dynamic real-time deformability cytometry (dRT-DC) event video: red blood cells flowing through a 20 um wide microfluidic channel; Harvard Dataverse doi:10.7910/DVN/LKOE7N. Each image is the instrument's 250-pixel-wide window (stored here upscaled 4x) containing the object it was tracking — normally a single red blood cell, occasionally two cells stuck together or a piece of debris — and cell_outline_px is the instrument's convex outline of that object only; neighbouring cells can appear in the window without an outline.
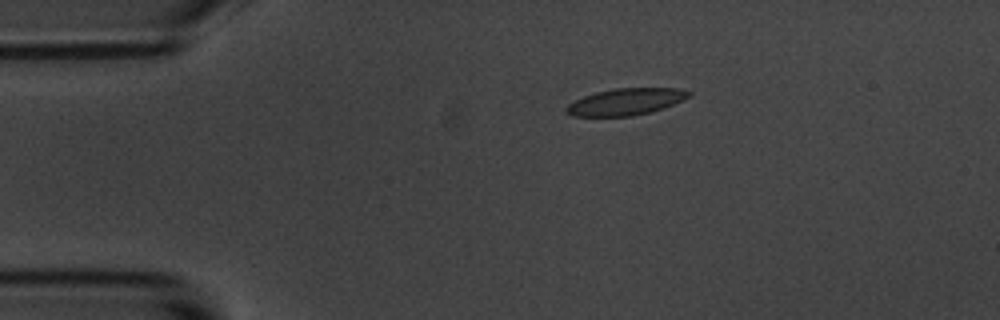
{"species": "common noctule bat (a hibernating species)", "species_latin": "Nyctalus noctula", "temperature_condition": "room temperature", "stored_images_in_passage": 13, "camera_frame_rate_fps": 3000, "um_per_image_px": 0.085, "animal": {"sex": "male", "body_mass_g": 20.1, "forearm_length_mm": 53.5}, "frame": {"image": 1, "passage_image": 1, "time_ms": 0.0, "image_size_px": [1000, 320], "cell_outline_px": [[692, 96], [664, 108], [632, 116], [572, 116], [564, 112], [564, 108], [568, 104], [584, 96], [596, 92], [612, 88], [680, 88], [692, 92]], "centroid_in_image_um": [53.19, 8.64], "position_along_channel_um": 31.8, "area_um2": 19.19}}
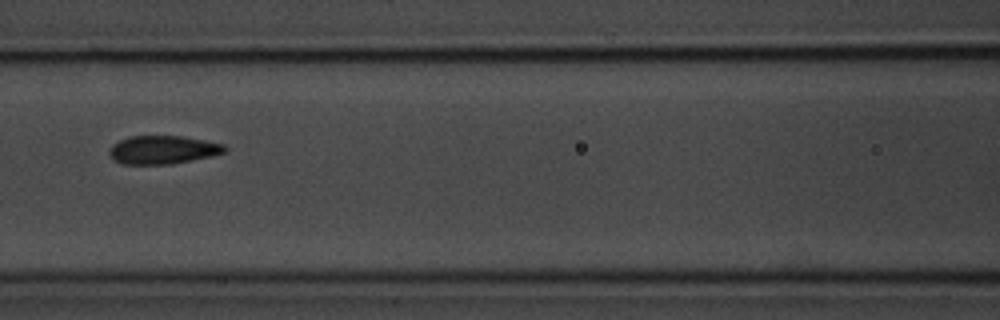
{"frame": {"image": 2, "passage_image": 5, "time_ms": 4.667, "image_size_px": [1000, 320], "cell_outline_px": [[228, 152], [212, 156], [172, 164], [124, 164], [112, 160], [108, 152], [112, 144], [128, 136], [180, 136], [204, 140], [224, 144], [228, 148]], "centroid_in_image_um": [13.85, 12.73], "position_along_channel_um": 152.8, "area_um2": 19.25}}
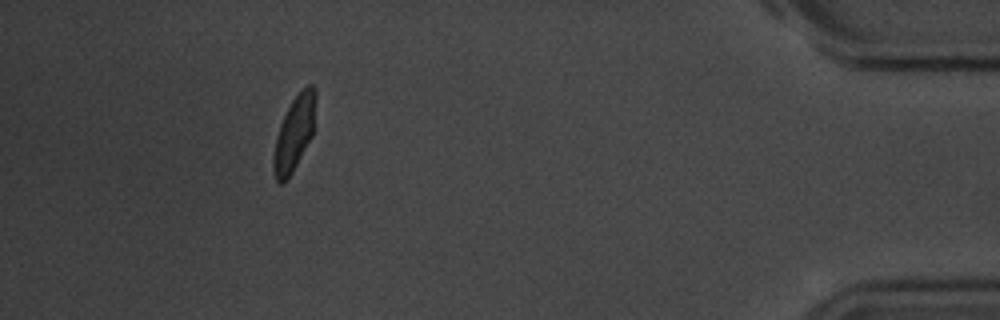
{"frame": {"image": 3, "passage_image": 12, "time_ms": 13.667, "image_size_px": [1000, 320], "cell_outline_px": [[316, 128], [312, 136], [292, 172], [280, 184], [276, 180], [272, 172], [272, 160], [276, 136], [280, 124], [292, 100], [308, 84], [312, 84], [316, 88]], "centroid_in_image_um": [25.04, 11.3], "position_along_channel_um": 410.2, "area_um2": 18.55}, "authors_computed_cell_mechanics": {"area_um2": 19.2474, "velocity_mm_per_s": 3.5128, "shape_relaxation_time_tau1_ms": 3.3302, "shape_relaxation_time_tau2_ms": null, "deformation_change_tau1": 0.0972, "deformation_change_tau2": null}}